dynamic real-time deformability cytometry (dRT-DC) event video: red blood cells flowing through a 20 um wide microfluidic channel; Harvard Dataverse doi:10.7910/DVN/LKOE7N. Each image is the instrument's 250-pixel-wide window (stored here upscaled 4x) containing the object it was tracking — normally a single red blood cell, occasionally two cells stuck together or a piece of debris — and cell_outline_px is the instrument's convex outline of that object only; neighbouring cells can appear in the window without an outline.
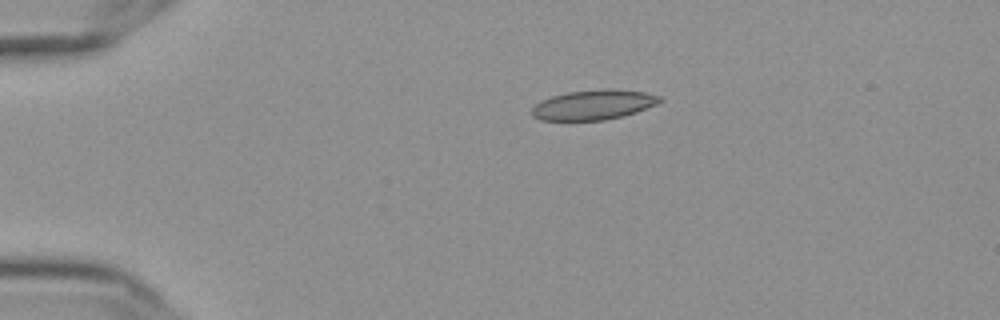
{"species": "Egyptian fruit bat (a non-hibernating species)", "species_latin": "Rousettus aegyptiacus", "temperature_condition": "cold", "stored_images_in_passage": 45, "camera_frame_rate_fps": 3000, "um_per_image_px": 0.085, "frame": {"image": 1, "passage_image": 1, "time_ms": 0.0, "image_size_px": [1000, 320], "cell_outline_px": [[664, 100], [656, 104], [636, 112], [624, 116], [604, 120], [540, 120], [532, 116], [532, 108], [540, 100], [552, 96], [568, 92], [600, 88], [612, 88], [644, 92], [660, 96]], "centroid_in_image_um": [50.45, 8.89], "position_along_channel_um": 34.5, "area_um2": 22.43}}
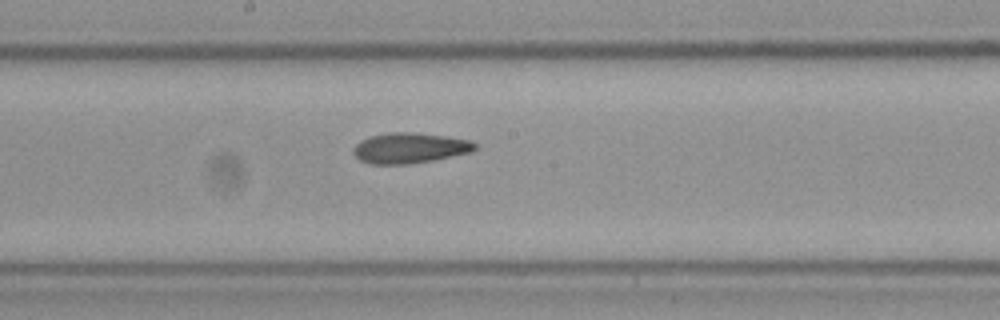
{"frame": {"image": 2, "passage_image": 20, "time_ms": 6.333, "image_size_px": [1000, 320], "cell_outline_px": [[476, 148], [472, 152], [432, 160], [408, 164], [372, 164], [360, 160], [352, 152], [352, 148], [360, 140], [368, 136], [392, 132], [416, 132], [472, 140], [476, 144]], "centroid_in_image_um": [34.81, 12.57], "position_along_channel_um": 213.4, "area_um2": 21.68}}
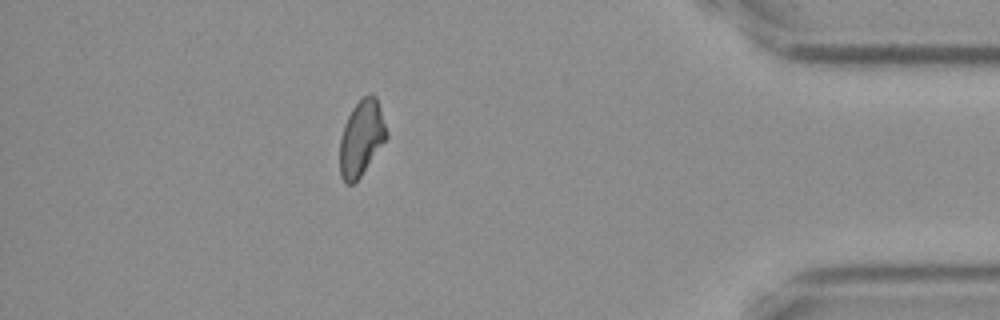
{"frame": {"image": 3, "passage_image": 39, "time_ms": 12.667, "image_size_px": [1000, 320], "cell_outline_px": [[388, 136], [360, 176], [352, 184], [344, 184], [340, 176], [340, 140], [344, 124], [352, 108], [364, 96], [372, 92], [376, 96], [388, 132]], "centroid_in_image_um": [30.71, 11.72], "position_along_channel_um": 404.5, "area_um2": 20.4}}